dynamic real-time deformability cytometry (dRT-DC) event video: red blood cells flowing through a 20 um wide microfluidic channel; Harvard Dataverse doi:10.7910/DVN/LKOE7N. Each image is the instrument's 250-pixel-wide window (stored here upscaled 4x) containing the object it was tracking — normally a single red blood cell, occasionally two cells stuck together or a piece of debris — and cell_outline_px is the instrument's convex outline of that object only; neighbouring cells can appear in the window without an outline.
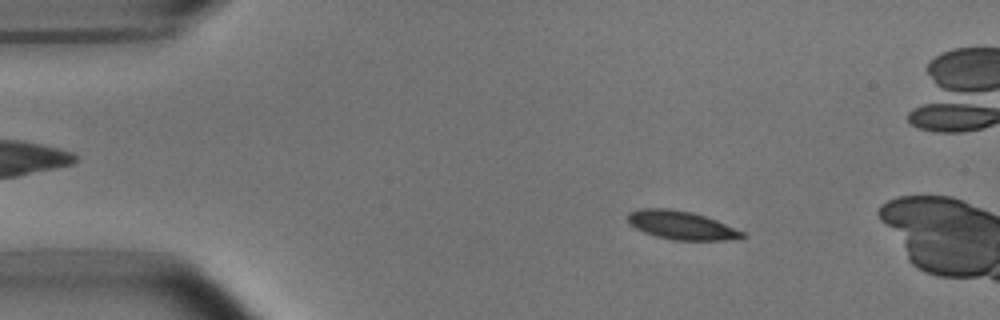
{"species": "common noctule bat (a hibernating species)", "species_latin": "Nyctalus noctula", "temperature_condition": "room temperature", "stored_images_in_passage": 13, "camera_frame_rate_fps": 3000, "um_per_image_px": 0.085, "animal": {"sex": "male", "body_mass_g": 15.6}, "frame": {"image": 1, "passage_image": 8, "time_ms": 2.333, "image_size_px": [1000, 320], "cell_outline_px": [[748, 236], [724, 240], [672, 240], [656, 236], [644, 232], [636, 228], [628, 220], [628, 212], [640, 208], [668, 208], [692, 212], [716, 220], [744, 232]], "centroid_in_image_um": [57.9, 19.14], "position_along_channel_um": 27.1, "area_um2": 18.84}}